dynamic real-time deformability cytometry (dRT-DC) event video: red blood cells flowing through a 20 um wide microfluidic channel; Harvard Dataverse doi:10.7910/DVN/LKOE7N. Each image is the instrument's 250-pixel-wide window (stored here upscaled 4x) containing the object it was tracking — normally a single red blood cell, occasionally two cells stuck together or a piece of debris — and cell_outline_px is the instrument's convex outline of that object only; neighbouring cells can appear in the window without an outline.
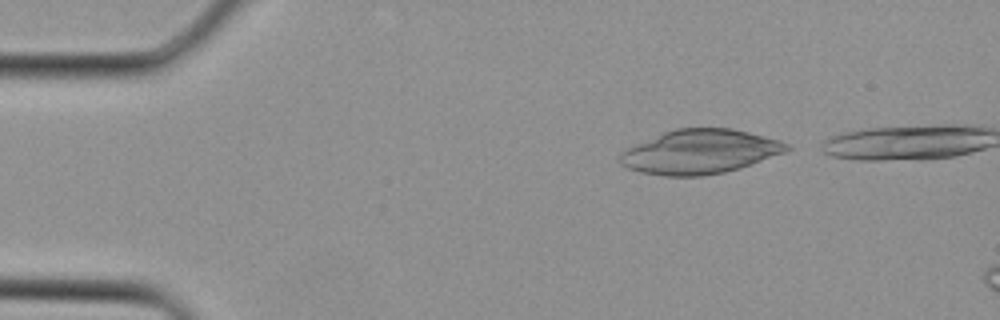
{"species": "Egyptian fruit bat (a non-hibernating species)", "species_latin": "Rousettus aegyptiacus", "temperature_condition": "cold", "stored_images_in_passage": 2, "camera_frame_rate_fps": 3000, "um_per_image_px": 0.085, "animal": {"sex": "female"}, "frame": {"image": 1, "passage_image": 2, "time_ms": 0.333, "image_size_px": [1000, 320], "cell_outline_px": [[792, 148], [784, 152], [740, 168], [724, 172], [704, 176], [664, 176], [640, 172], [628, 168], [620, 164], [620, 152], [636, 144], [664, 132], [676, 128], [732, 128], [780, 140], [788, 144]], "centroid_in_image_um": [59.48, 12.9], "position_along_channel_um": 25.5, "area_um2": 42.71}}